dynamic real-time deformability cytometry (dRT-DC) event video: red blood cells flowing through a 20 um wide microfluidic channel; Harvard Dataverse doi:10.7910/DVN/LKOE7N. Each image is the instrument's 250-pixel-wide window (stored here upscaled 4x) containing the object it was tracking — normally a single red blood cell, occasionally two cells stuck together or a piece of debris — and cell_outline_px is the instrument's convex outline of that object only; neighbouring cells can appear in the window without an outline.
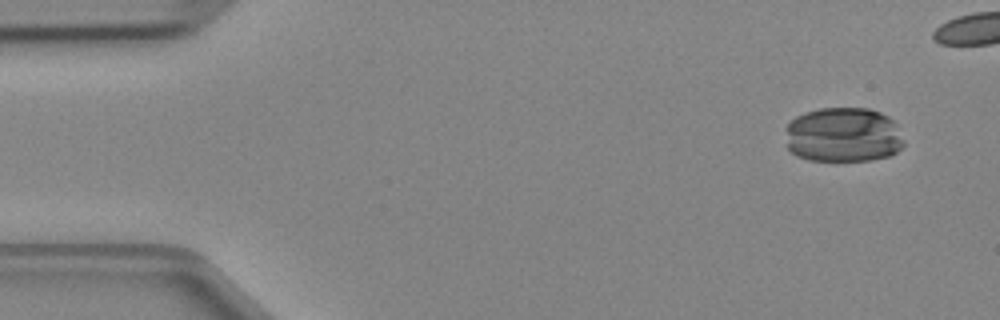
{"species": "Egyptian fruit bat (a non-hibernating species)", "species_latin": "Rousettus aegyptiacus", "temperature_condition": "cold", "stored_images_in_passage": 39, "camera_frame_rate_fps": 3000, "um_per_image_px": 0.085, "animal": {"sex": "female"}, "frame": {"image": 1, "passage_image": 1, "time_ms": 0.0, "image_size_px": [1000, 320], "cell_outline_px": [[904, 144], [896, 152], [888, 156], [868, 160], [808, 160], [796, 156], [788, 148], [784, 128], [796, 116], [804, 112], [820, 108], [868, 108], [880, 112], [888, 116], [892, 120], [904, 140]], "centroid_in_image_um": [71.64, 11.46], "position_along_channel_um": 13.4, "area_um2": 37.97}}
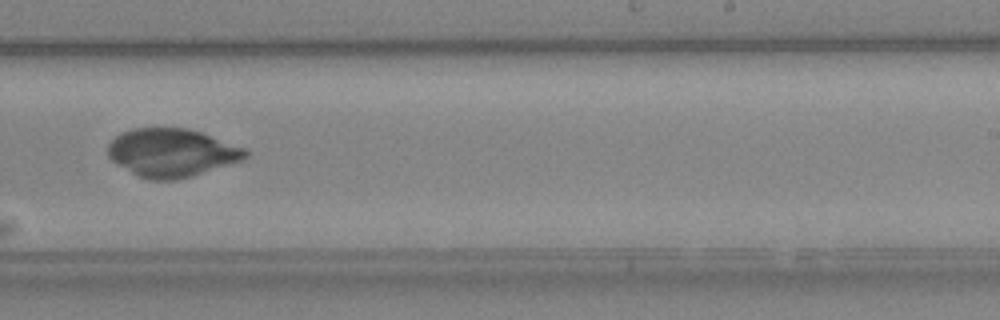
{"frame": {"image": 2, "passage_image": 27, "time_ms": 8.667, "image_size_px": [1000, 320], "cell_outline_px": [[248, 156], [244, 160], [192, 176], [176, 180], [148, 180], [136, 176], [112, 160], [108, 156], [108, 144], [120, 132], [132, 128], [188, 128], [200, 132], [244, 148], [248, 152]], "centroid_in_image_um": [14.58, 12.99], "position_along_channel_um": 274.4, "area_um2": 38.67}}
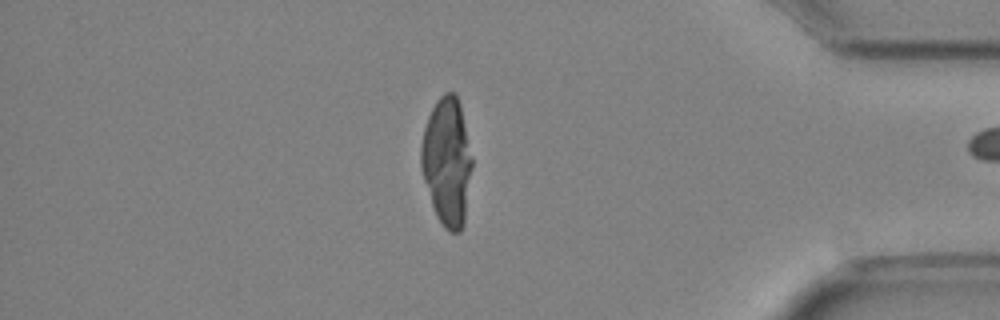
{"frame": {"image": 3, "passage_image": 38, "time_ms": 12.333, "image_size_px": [1000, 320], "cell_outline_px": [[472, 168], [464, 224], [460, 232], [448, 232], [444, 228], [436, 216], [420, 168], [420, 144], [424, 128], [428, 116], [436, 100], [444, 92], [456, 92], [460, 104], [472, 156]], "centroid_in_image_um": [37.99, 13.73], "position_along_channel_um": 397.2, "area_um2": 38.38}}